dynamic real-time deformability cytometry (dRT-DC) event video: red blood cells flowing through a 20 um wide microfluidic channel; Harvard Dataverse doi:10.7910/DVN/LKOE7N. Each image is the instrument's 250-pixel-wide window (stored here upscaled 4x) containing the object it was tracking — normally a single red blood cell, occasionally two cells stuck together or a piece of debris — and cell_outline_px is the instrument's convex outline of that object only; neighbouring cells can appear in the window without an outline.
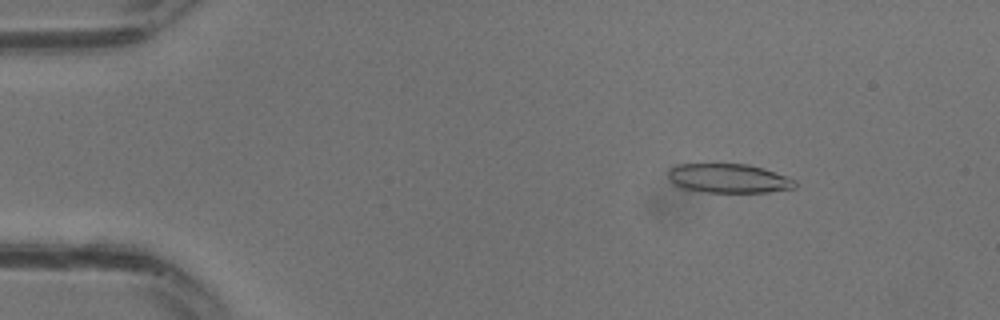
{"species": "common noctule bat (a hibernating species)", "species_latin": "Nyctalus noctula", "temperature_condition": "warm", "stored_images_in_passage": 9, "camera_frame_rate_fps": 3000, "um_per_image_px": 0.085, "animal": {"sex": "male", "body_mass_g": 13.3}, "frame": {"image": 1, "passage_image": 3, "time_ms": 0.667, "image_size_px": [1000, 320], "cell_outline_px": [[796, 188], [768, 192], [704, 192], [680, 188], [668, 176], [668, 172], [676, 164], [748, 164], [764, 168], [796, 180]], "centroid_in_image_um": [61.96, 15.16], "position_along_channel_um": 23.0, "area_um2": 21.5}}
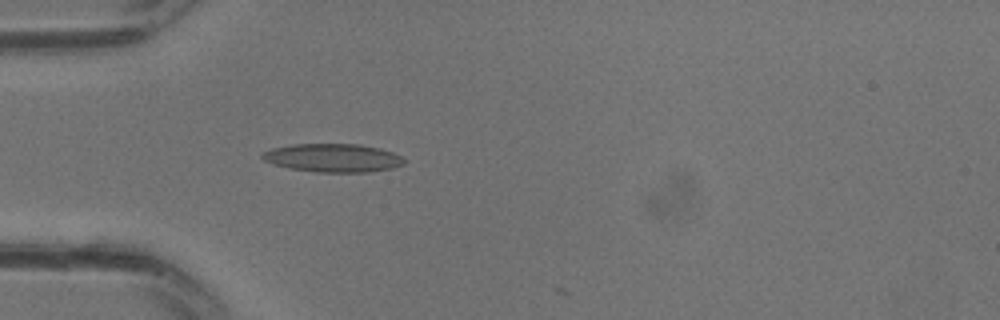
{"frame": {"image": 2, "passage_image": 8, "time_ms": 2.333, "image_size_px": [1000, 320], "cell_outline_px": [[408, 160], [404, 164], [392, 168], [368, 172], [316, 172], [288, 168], [272, 164], [264, 160], [260, 156], [260, 152], [272, 148], [292, 144], [360, 144], [380, 148], [392, 152]], "centroid_in_image_um": [28.28, 13.42], "position_along_channel_um": 56.7, "area_um2": 23.7}}